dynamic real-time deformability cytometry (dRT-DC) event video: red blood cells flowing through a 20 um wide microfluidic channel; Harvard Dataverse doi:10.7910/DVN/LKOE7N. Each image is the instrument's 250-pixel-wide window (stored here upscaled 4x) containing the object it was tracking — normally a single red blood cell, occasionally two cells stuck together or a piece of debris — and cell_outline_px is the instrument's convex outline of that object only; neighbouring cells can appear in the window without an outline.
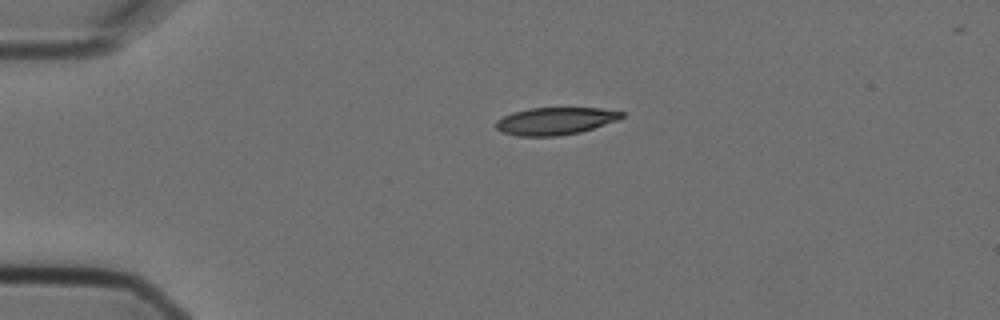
{"species": "Egyptian fruit bat (a non-hibernating species)", "species_latin": "Rousettus aegyptiacus", "temperature_condition": "cold", "stored_images_in_passage": 2, "camera_frame_rate_fps": 3000, "um_per_image_px": 0.085, "animal": {"sex": "female"}, "frame": {"image": 1, "passage_image": 2, "time_ms": 0.333, "image_size_px": [1000, 320], "cell_outline_px": [[624, 116], [616, 120], [580, 132], [556, 136], [516, 136], [504, 132], [496, 128], [496, 120], [512, 112], [528, 108], [600, 108], [624, 112]], "centroid_in_image_um": [47.17, 10.28], "position_along_channel_um": 37.8, "area_um2": 19.88}}